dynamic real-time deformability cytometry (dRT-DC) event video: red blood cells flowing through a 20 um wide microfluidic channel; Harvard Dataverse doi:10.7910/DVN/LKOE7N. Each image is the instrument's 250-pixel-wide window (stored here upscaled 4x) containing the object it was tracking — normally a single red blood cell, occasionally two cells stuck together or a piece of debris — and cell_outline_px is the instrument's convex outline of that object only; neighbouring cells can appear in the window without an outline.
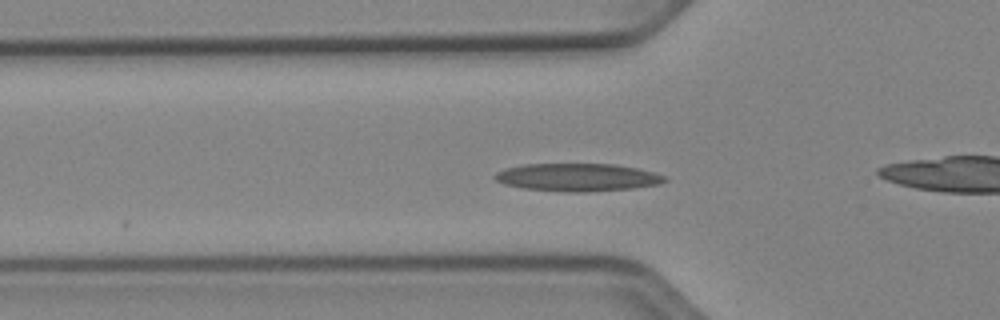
{"species": "Egyptian fruit bat (a non-hibernating species)", "species_latin": "Rousettus aegyptiacus", "temperature_condition": "cold", "stored_images_in_passage": 15, "camera_frame_rate_fps": 3000, "um_per_image_px": 0.085, "animal": {"sex": "female"}, "frame": {"image": 1, "passage_image": 4, "time_ms": 1.0, "image_size_px": [1000, 320], "cell_outline_px": [[668, 180], [660, 184], [632, 188], [588, 192], [568, 192], [524, 188], [504, 184], [496, 180], [492, 176], [496, 172], [504, 168], [524, 164], [616, 164], [636, 168], [668, 176]], "centroid_in_image_um": [49.09, 15.07], "position_along_channel_um": 76.7, "area_um2": 27.63}}
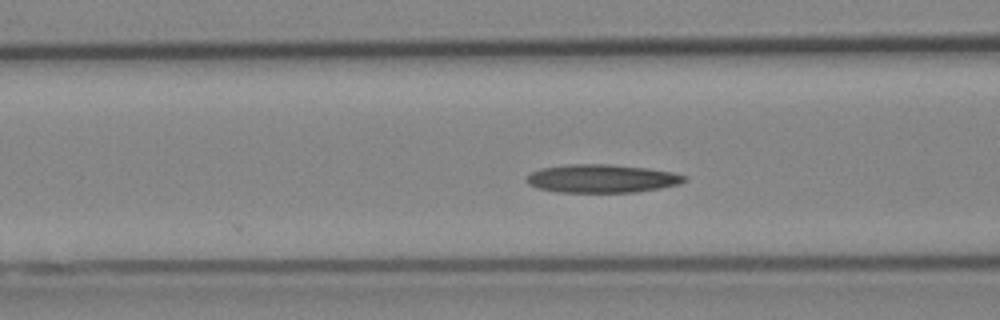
{"frame": {"image": 2, "passage_image": 7, "time_ms": 2.0, "image_size_px": [1000, 320], "cell_outline_px": [[688, 180], [680, 184], [660, 188], [636, 192], [556, 192], [536, 188], [528, 184], [524, 180], [532, 172], [540, 168], [568, 164], [608, 164], [648, 168], [672, 172], [688, 176]], "centroid_in_image_um": [51.16, 15.18], "position_along_channel_um": 115.4, "area_um2": 26.24}}
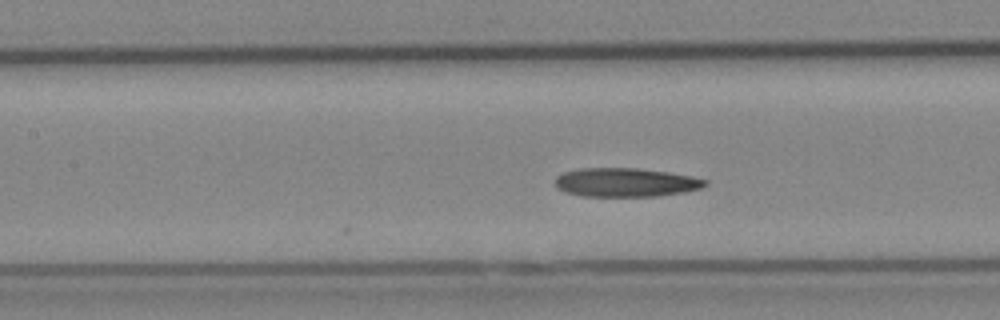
{"frame": {"image": 3, "passage_image": 10, "time_ms": 3.0, "image_size_px": [1000, 320], "cell_outline_px": [[708, 184], [700, 188], [684, 192], [656, 196], [584, 196], [568, 192], [556, 188], [556, 176], [564, 172], [580, 168], [636, 168], [668, 172], [692, 176], [708, 180]], "centroid_in_image_um": [53.2, 15.5], "position_along_channel_um": 154.2, "area_um2": 25.09}}